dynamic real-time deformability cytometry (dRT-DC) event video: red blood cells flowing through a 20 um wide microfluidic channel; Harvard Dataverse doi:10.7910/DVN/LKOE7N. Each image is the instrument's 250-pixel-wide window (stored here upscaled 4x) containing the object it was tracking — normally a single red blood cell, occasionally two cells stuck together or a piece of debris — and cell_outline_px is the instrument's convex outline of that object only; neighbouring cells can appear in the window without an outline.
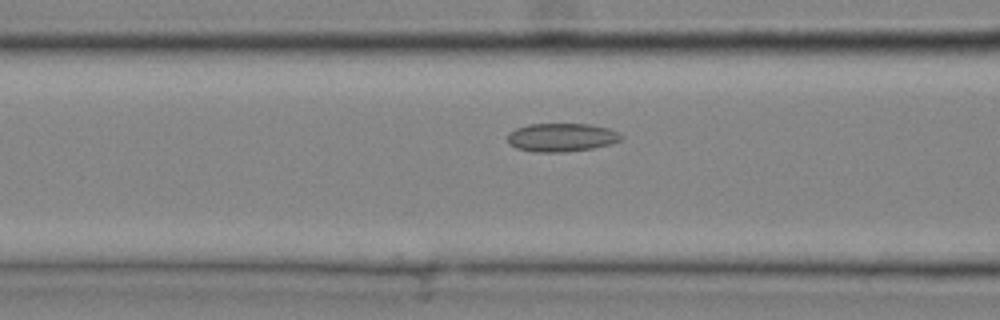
{"species": "common noctule bat (a hibernating species)", "species_latin": "Nyctalus noctula", "temperature_condition": "cold", "stored_images_in_passage": 28, "camera_frame_rate_fps": 3000, "um_per_image_px": 0.085, "animal": {"sex": "male", "body_mass_g": 20.4}, "frame": {"image": 1, "passage_image": 10, "time_ms": 3.0, "image_size_px": [1000, 320], "cell_outline_px": [[624, 136], [620, 140], [612, 144], [592, 148], [564, 152], [536, 152], [516, 148], [508, 144], [508, 132], [516, 128], [528, 124], [588, 124], [608, 128]], "centroid_in_image_um": [47.7, 11.68], "position_along_channel_um": 118.9, "area_um2": 18.84}}
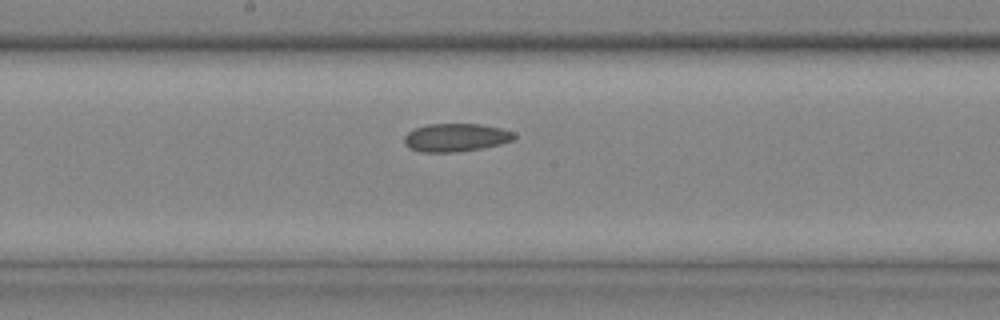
{"frame": {"image": 2, "passage_image": 15, "time_ms": 4.667, "image_size_px": [1000, 320], "cell_outline_px": [[516, 136], [512, 140], [500, 144], [480, 148], [452, 152], [420, 152], [408, 148], [404, 144], [404, 136], [408, 132], [416, 128], [428, 124], [480, 124], [500, 128], [512, 132]], "centroid_in_image_um": [38.69, 11.69], "position_along_channel_um": 209.5, "area_um2": 17.86}}
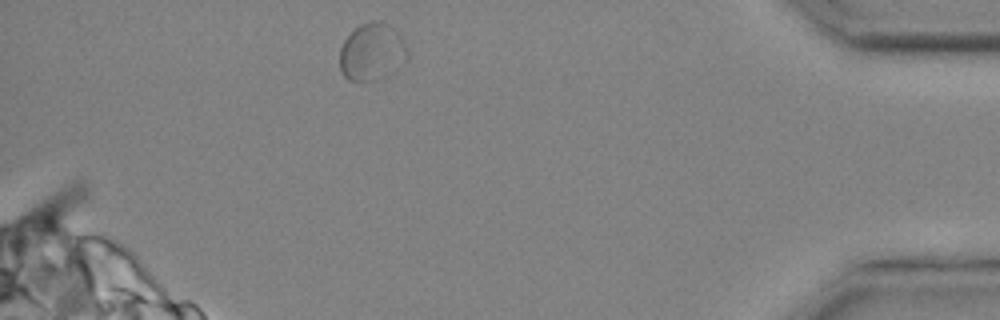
{"frame": {"image": 3, "passage_image": 28, "time_ms": 9.0, "image_size_px": [1000, 320], "cell_outline_px": [[408, 56], [404, 64], [396, 72], [380, 80], [348, 80], [344, 76], [340, 68], [340, 48], [344, 40], [360, 24], [368, 20], [384, 20], [396, 28], [404, 40], [408, 48]], "centroid_in_image_um": [31.68, 4.39], "position_along_channel_um": 403.5, "area_um2": 23.41}}